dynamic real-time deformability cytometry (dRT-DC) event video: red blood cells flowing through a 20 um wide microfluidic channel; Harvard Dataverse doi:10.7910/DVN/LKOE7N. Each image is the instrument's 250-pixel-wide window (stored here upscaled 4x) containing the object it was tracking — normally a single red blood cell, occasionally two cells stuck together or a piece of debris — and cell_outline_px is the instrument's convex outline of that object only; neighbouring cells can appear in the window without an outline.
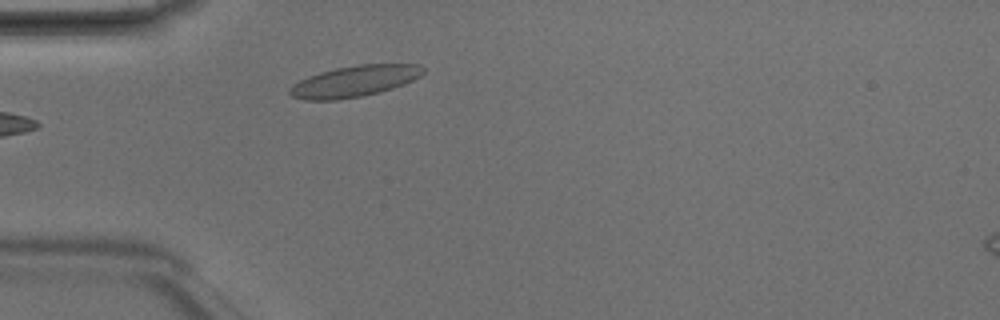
{"species": "Egyptian fruit bat (a non-hibernating species)", "species_latin": "Rousettus aegyptiacus", "temperature_condition": "room temperature", "stored_images_in_passage": 4, "camera_frame_rate_fps": 3000, "um_per_image_px": 0.085, "animal": {"sex": "male"}, "frame": {"image": 1, "passage_image": 4, "time_ms": 1.0, "image_size_px": [1000, 320], "cell_outline_px": [[424, 72], [420, 76], [404, 84], [380, 92], [360, 96], [336, 100], [304, 100], [292, 96], [288, 92], [288, 88], [292, 84], [308, 76], [320, 72], [336, 68], [360, 64], [420, 64], [424, 68]], "centroid_in_image_um": [30.11, 6.9], "position_along_channel_um": 54.9, "area_um2": 24.22}}